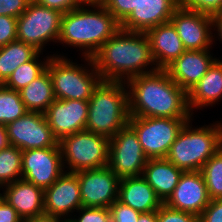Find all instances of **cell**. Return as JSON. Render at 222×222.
I'll list each match as a JSON object with an SVG mask.
<instances>
[{"mask_svg":"<svg viewBox=\"0 0 222 222\" xmlns=\"http://www.w3.org/2000/svg\"><path fill=\"white\" fill-rule=\"evenodd\" d=\"M0 222H23L16 210L4 198L0 200Z\"/></svg>","mask_w":222,"mask_h":222,"instance_id":"ab89813d","label":"cell"},{"mask_svg":"<svg viewBox=\"0 0 222 222\" xmlns=\"http://www.w3.org/2000/svg\"><path fill=\"white\" fill-rule=\"evenodd\" d=\"M212 23H213V32H215L213 33L214 34L213 42L216 44L215 41L219 40V42L222 43V12L212 16Z\"/></svg>","mask_w":222,"mask_h":222,"instance_id":"60d3db41","label":"cell"},{"mask_svg":"<svg viewBox=\"0 0 222 222\" xmlns=\"http://www.w3.org/2000/svg\"><path fill=\"white\" fill-rule=\"evenodd\" d=\"M109 210L112 222H137V219L141 214L130 206L122 204L118 200L109 207Z\"/></svg>","mask_w":222,"mask_h":222,"instance_id":"e575fe53","label":"cell"},{"mask_svg":"<svg viewBox=\"0 0 222 222\" xmlns=\"http://www.w3.org/2000/svg\"><path fill=\"white\" fill-rule=\"evenodd\" d=\"M157 219L158 222H199V216L171 209L165 204L157 210Z\"/></svg>","mask_w":222,"mask_h":222,"instance_id":"836d02e7","label":"cell"},{"mask_svg":"<svg viewBox=\"0 0 222 222\" xmlns=\"http://www.w3.org/2000/svg\"><path fill=\"white\" fill-rule=\"evenodd\" d=\"M22 179V150L8 145L0 150V188Z\"/></svg>","mask_w":222,"mask_h":222,"instance_id":"83f0119b","label":"cell"},{"mask_svg":"<svg viewBox=\"0 0 222 222\" xmlns=\"http://www.w3.org/2000/svg\"><path fill=\"white\" fill-rule=\"evenodd\" d=\"M188 106L192 115L194 110L210 108L222 100V58L217 59L203 77L191 88Z\"/></svg>","mask_w":222,"mask_h":222,"instance_id":"603a6c76","label":"cell"},{"mask_svg":"<svg viewBox=\"0 0 222 222\" xmlns=\"http://www.w3.org/2000/svg\"><path fill=\"white\" fill-rule=\"evenodd\" d=\"M58 144L66 172L76 173L108 166L107 137L82 130L62 138Z\"/></svg>","mask_w":222,"mask_h":222,"instance_id":"52a82bcc","label":"cell"},{"mask_svg":"<svg viewBox=\"0 0 222 222\" xmlns=\"http://www.w3.org/2000/svg\"><path fill=\"white\" fill-rule=\"evenodd\" d=\"M180 6L181 0H140L138 6L120 24V28L146 33L153 27L170 22Z\"/></svg>","mask_w":222,"mask_h":222,"instance_id":"ac0fdd59","label":"cell"},{"mask_svg":"<svg viewBox=\"0 0 222 222\" xmlns=\"http://www.w3.org/2000/svg\"><path fill=\"white\" fill-rule=\"evenodd\" d=\"M80 207H82V201L76 173L65 171L44 190V211L47 215L68 221Z\"/></svg>","mask_w":222,"mask_h":222,"instance_id":"9a60e30c","label":"cell"},{"mask_svg":"<svg viewBox=\"0 0 222 222\" xmlns=\"http://www.w3.org/2000/svg\"><path fill=\"white\" fill-rule=\"evenodd\" d=\"M85 130L111 139L129 121L128 88L123 81L102 80L88 100Z\"/></svg>","mask_w":222,"mask_h":222,"instance_id":"277c9868","label":"cell"},{"mask_svg":"<svg viewBox=\"0 0 222 222\" xmlns=\"http://www.w3.org/2000/svg\"><path fill=\"white\" fill-rule=\"evenodd\" d=\"M39 51L22 41H12L0 47V84H3L15 69L32 60Z\"/></svg>","mask_w":222,"mask_h":222,"instance_id":"484cf974","label":"cell"},{"mask_svg":"<svg viewBox=\"0 0 222 222\" xmlns=\"http://www.w3.org/2000/svg\"><path fill=\"white\" fill-rule=\"evenodd\" d=\"M34 1H36L41 6L58 10L62 14L82 6L86 2L85 0H34Z\"/></svg>","mask_w":222,"mask_h":222,"instance_id":"74e56055","label":"cell"},{"mask_svg":"<svg viewBox=\"0 0 222 222\" xmlns=\"http://www.w3.org/2000/svg\"><path fill=\"white\" fill-rule=\"evenodd\" d=\"M64 172L59 144L22 151V178L35 186L46 190Z\"/></svg>","mask_w":222,"mask_h":222,"instance_id":"7c38bea8","label":"cell"},{"mask_svg":"<svg viewBox=\"0 0 222 222\" xmlns=\"http://www.w3.org/2000/svg\"><path fill=\"white\" fill-rule=\"evenodd\" d=\"M151 54L158 69H165L186 50L171 22L160 24L146 32Z\"/></svg>","mask_w":222,"mask_h":222,"instance_id":"44dd1931","label":"cell"},{"mask_svg":"<svg viewBox=\"0 0 222 222\" xmlns=\"http://www.w3.org/2000/svg\"><path fill=\"white\" fill-rule=\"evenodd\" d=\"M23 222H68L65 219L60 217H55L52 215L42 214L40 216H36L30 219H26Z\"/></svg>","mask_w":222,"mask_h":222,"instance_id":"b9f144b4","label":"cell"},{"mask_svg":"<svg viewBox=\"0 0 222 222\" xmlns=\"http://www.w3.org/2000/svg\"><path fill=\"white\" fill-rule=\"evenodd\" d=\"M91 58L105 81L126 82L158 70L147 34L121 28Z\"/></svg>","mask_w":222,"mask_h":222,"instance_id":"7a4b0ae2","label":"cell"},{"mask_svg":"<svg viewBox=\"0 0 222 222\" xmlns=\"http://www.w3.org/2000/svg\"><path fill=\"white\" fill-rule=\"evenodd\" d=\"M54 54L48 62L47 69L52 80L55 98L88 101L94 89L102 81L92 58L83 57L84 65L73 62L67 56L58 54L57 51Z\"/></svg>","mask_w":222,"mask_h":222,"instance_id":"8992f818","label":"cell"},{"mask_svg":"<svg viewBox=\"0 0 222 222\" xmlns=\"http://www.w3.org/2000/svg\"><path fill=\"white\" fill-rule=\"evenodd\" d=\"M26 109L44 113L56 99L48 69L19 91Z\"/></svg>","mask_w":222,"mask_h":222,"instance_id":"d4e9b609","label":"cell"},{"mask_svg":"<svg viewBox=\"0 0 222 222\" xmlns=\"http://www.w3.org/2000/svg\"><path fill=\"white\" fill-rule=\"evenodd\" d=\"M88 101L55 99L44 116L58 141L85 130L88 117Z\"/></svg>","mask_w":222,"mask_h":222,"instance_id":"e0dca14e","label":"cell"},{"mask_svg":"<svg viewBox=\"0 0 222 222\" xmlns=\"http://www.w3.org/2000/svg\"><path fill=\"white\" fill-rule=\"evenodd\" d=\"M192 121L194 119L184 125L166 156L183 171H201L203 165L222 148L221 120L199 127L193 126Z\"/></svg>","mask_w":222,"mask_h":222,"instance_id":"5b68a950","label":"cell"},{"mask_svg":"<svg viewBox=\"0 0 222 222\" xmlns=\"http://www.w3.org/2000/svg\"><path fill=\"white\" fill-rule=\"evenodd\" d=\"M9 145L5 126L0 125V150Z\"/></svg>","mask_w":222,"mask_h":222,"instance_id":"ee69618b","label":"cell"},{"mask_svg":"<svg viewBox=\"0 0 222 222\" xmlns=\"http://www.w3.org/2000/svg\"><path fill=\"white\" fill-rule=\"evenodd\" d=\"M119 29L120 23L99 1H86L62 14L58 43L79 48L82 57H92Z\"/></svg>","mask_w":222,"mask_h":222,"instance_id":"3957f363","label":"cell"},{"mask_svg":"<svg viewBox=\"0 0 222 222\" xmlns=\"http://www.w3.org/2000/svg\"><path fill=\"white\" fill-rule=\"evenodd\" d=\"M147 160L138 136L129 124L109 139L108 167L119 179L141 176Z\"/></svg>","mask_w":222,"mask_h":222,"instance_id":"30bf717a","label":"cell"},{"mask_svg":"<svg viewBox=\"0 0 222 222\" xmlns=\"http://www.w3.org/2000/svg\"><path fill=\"white\" fill-rule=\"evenodd\" d=\"M118 201L139 213L157 211L164 204L142 175L120 179Z\"/></svg>","mask_w":222,"mask_h":222,"instance_id":"7402d4cb","label":"cell"},{"mask_svg":"<svg viewBox=\"0 0 222 222\" xmlns=\"http://www.w3.org/2000/svg\"><path fill=\"white\" fill-rule=\"evenodd\" d=\"M211 199L201 171H184L173 193L164 204L174 210L199 216Z\"/></svg>","mask_w":222,"mask_h":222,"instance_id":"2e32d148","label":"cell"},{"mask_svg":"<svg viewBox=\"0 0 222 222\" xmlns=\"http://www.w3.org/2000/svg\"><path fill=\"white\" fill-rule=\"evenodd\" d=\"M137 222H158L157 211L141 213L137 219Z\"/></svg>","mask_w":222,"mask_h":222,"instance_id":"7bdbcfd3","label":"cell"},{"mask_svg":"<svg viewBox=\"0 0 222 222\" xmlns=\"http://www.w3.org/2000/svg\"><path fill=\"white\" fill-rule=\"evenodd\" d=\"M68 222H112L109 208L80 207Z\"/></svg>","mask_w":222,"mask_h":222,"instance_id":"4dcf8cb0","label":"cell"},{"mask_svg":"<svg viewBox=\"0 0 222 222\" xmlns=\"http://www.w3.org/2000/svg\"><path fill=\"white\" fill-rule=\"evenodd\" d=\"M8 143L22 151L55 147L58 140L41 112L28 111L21 118L5 126Z\"/></svg>","mask_w":222,"mask_h":222,"instance_id":"8fae6325","label":"cell"},{"mask_svg":"<svg viewBox=\"0 0 222 222\" xmlns=\"http://www.w3.org/2000/svg\"><path fill=\"white\" fill-rule=\"evenodd\" d=\"M1 190L2 197L16 210L23 221L45 214L42 188L22 178L3 186Z\"/></svg>","mask_w":222,"mask_h":222,"instance_id":"ffe728a7","label":"cell"},{"mask_svg":"<svg viewBox=\"0 0 222 222\" xmlns=\"http://www.w3.org/2000/svg\"><path fill=\"white\" fill-rule=\"evenodd\" d=\"M61 18L60 11L41 6L32 0L28 8L17 18V40L43 53L49 42L58 44Z\"/></svg>","mask_w":222,"mask_h":222,"instance_id":"9c48e42d","label":"cell"},{"mask_svg":"<svg viewBox=\"0 0 222 222\" xmlns=\"http://www.w3.org/2000/svg\"><path fill=\"white\" fill-rule=\"evenodd\" d=\"M181 5L190 11L211 16L222 12V0H181Z\"/></svg>","mask_w":222,"mask_h":222,"instance_id":"d6a6232c","label":"cell"},{"mask_svg":"<svg viewBox=\"0 0 222 222\" xmlns=\"http://www.w3.org/2000/svg\"><path fill=\"white\" fill-rule=\"evenodd\" d=\"M27 112L20 93L0 84V125L6 126Z\"/></svg>","mask_w":222,"mask_h":222,"instance_id":"f1b7e54d","label":"cell"},{"mask_svg":"<svg viewBox=\"0 0 222 222\" xmlns=\"http://www.w3.org/2000/svg\"><path fill=\"white\" fill-rule=\"evenodd\" d=\"M99 2L121 24L138 6L140 0H99Z\"/></svg>","mask_w":222,"mask_h":222,"instance_id":"1f68e13d","label":"cell"},{"mask_svg":"<svg viewBox=\"0 0 222 222\" xmlns=\"http://www.w3.org/2000/svg\"><path fill=\"white\" fill-rule=\"evenodd\" d=\"M170 22L176 28L185 50H206L215 45L211 15L190 11L181 5Z\"/></svg>","mask_w":222,"mask_h":222,"instance_id":"5bb4252c","label":"cell"},{"mask_svg":"<svg viewBox=\"0 0 222 222\" xmlns=\"http://www.w3.org/2000/svg\"><path fill=\"white\" fill-rule=\"evenodd\" d=\"M82 206L109 208L118 200V176L108 167L76 172Z\"/></svg>","mask_w":222,"mask_h":222,"instance_id":"4fadbf2b","label":"cell"},{"mask_svg":"<svg viewBox=\"0 0 222 222\" xmlns=\"http://www.w3.org/2000/svg\"><path fill=\"white\" fill-rule=\"evenodd\" d=\"M32 0H0V15L18 18Z\"/></svg>","mask_w":222,"mask_h":222,"instance_id":"8d00e7d4","label":"cell"},{"mask_svg":"<svg viewBox=\"0 0 222 222\" xmlns=\"http://www.w3.org/2000/svg\"><path fill=\"white\" fill-rule=\"evenodd\" d=\"M17 40V18L0 15V47Z\"/></svg>","mask_w":222,"mask_h":222,"instance_id":"d590c367","label":"cell"},{"mask_svg":"<svg viewBox=\"0 0 222 222\" xmlns=\"http://www.w3.org/2000/svg\"><path fill=\"white\" fill-rule=\"evenodd\" d=\"M183 170L166 158L148 159L142 176L164 203L173 193Z\"/></svg>","mask_w":222,"mask_h":222,"instance_id":"cb8c5ba5","label":"cell"},{"mask_svg":"<svg viewBox=\"0 0 222 222\" xmlns=\"http://www.w3.org/2000/svg\"><path fill=\"white\" fill-rule=\"evenodd\" d=\"M42 54L44 53L39 52L32 60L18 66L15 71L12 72V74L8 77V79L3 83V85L7 88L19 92L35 78L41 75L47 69V65L51 56L55 55L47 54L48 56H45L46 59L43 58L42 60L39 58L44 57L41 56Z\"/></svg>","mask_w":222,"mask_h":222,"instance_id":"4316f807","label":"cell"},{"mask_svg":"<svg viewBox=\"0 0 222 222\" xmlns=\"http://www.w3.org/2000/svg\"><path fill=\"white\" fill-rule=\"evenodd\" d=\"M201 172L210 199H222V148L203 165Z\"/></svg>","mask_w":222,"mask_h":222,"instance_id":"f546056e","label":"cell"},{"mask_svg":"<svg viewBox=\"0 0 222 222\" xmlns=\"http://www.w3.org/2000/svg\"><path fill=\"white\" fill-rule=\"evenodd\" d=\"M129 114L135 117L194 118L188 94L165 69L128 79Z\"/></svg>","mask_w":222,"mask_h":222,"instance_id":"6da1fadb","label":"cell"},{"mask_svg":"<svg viewBox=\"0 0 222 222\" xmlns=\"http://www.w3.org/2000/svg\"><path fill=\"white\" fill-rule=\"evenodd\" d=\"M217 59L213 57L210 49L186 50L165 70L170 78L188 93Z\"/></svg>","mask_w":222,"mask_h":222,"instance_id":"d6986e66","label":"cell"},{"mask_svg":"<svg viewBox=\"0 0 222 222\" xmlns=\"http://www.w3.org/2000/svg\"><path fill=\"white\" fill-rule=\"evenodd\" d=\"M199 222H222V199H213L199 215Z\"/></svg>","mask_w":222,"mask_h":222,"instance_id":"f35d334b","label":"cell"},{"mask_svg":"<svg viewBox=\"0 0 222 222\" xmlns=\"http://www.w3.org/2000/svg\"><path fill=\"white\" fill-rule=\"evenodd\" d=\"M193 118L135 117L128 124L136 132L148 159L166 158L184 125Z\"/></svg>","mask_w":222,"mask_h":222,"instance_id":"ba28073f","label":"cell"}]
</instances>
